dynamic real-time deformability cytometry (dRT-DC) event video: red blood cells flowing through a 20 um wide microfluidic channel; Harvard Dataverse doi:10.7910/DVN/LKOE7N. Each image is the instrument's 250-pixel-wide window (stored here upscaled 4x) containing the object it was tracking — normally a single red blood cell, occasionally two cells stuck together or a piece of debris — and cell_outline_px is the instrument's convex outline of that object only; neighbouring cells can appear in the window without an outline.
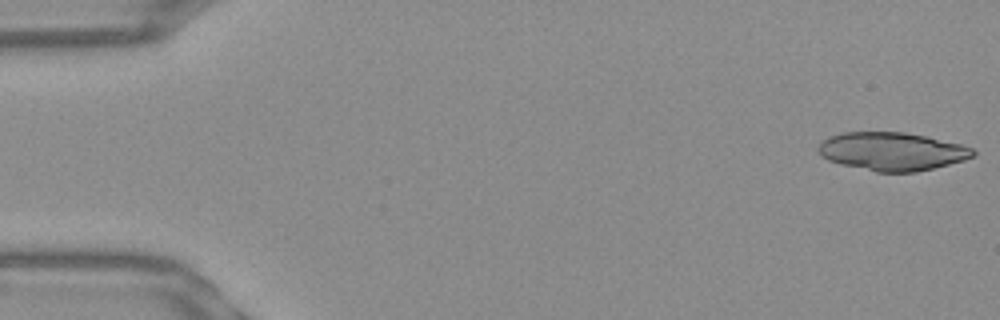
{"species": "Egyptian fruit bat (a non-hibernating species)", "species_latin": "Rousettus aegyptiacus", "temperature_condition": "warm", "stored_images_in_passage": 16, "camera_frame_rate_fps": 3000, "um_per_image_px": 0.085, "frame": {"image": 1, "passage_image": 1, "time_ms": 0.0, "image_size_px": [1000, 320], "cell_outline_px": [[976, 156], [964, 160], [916, 172], [876, 172], [840, 164], [828, 160], [820, 156], [816, 148], [828, 136], [844, 132], [904, 132], [964, 144], [972, 148], [976, 152]], "centroid_in_image_um": [75.82, 12.87], "position_along_channel_um": 9.2, "area_um2": 34.62}}